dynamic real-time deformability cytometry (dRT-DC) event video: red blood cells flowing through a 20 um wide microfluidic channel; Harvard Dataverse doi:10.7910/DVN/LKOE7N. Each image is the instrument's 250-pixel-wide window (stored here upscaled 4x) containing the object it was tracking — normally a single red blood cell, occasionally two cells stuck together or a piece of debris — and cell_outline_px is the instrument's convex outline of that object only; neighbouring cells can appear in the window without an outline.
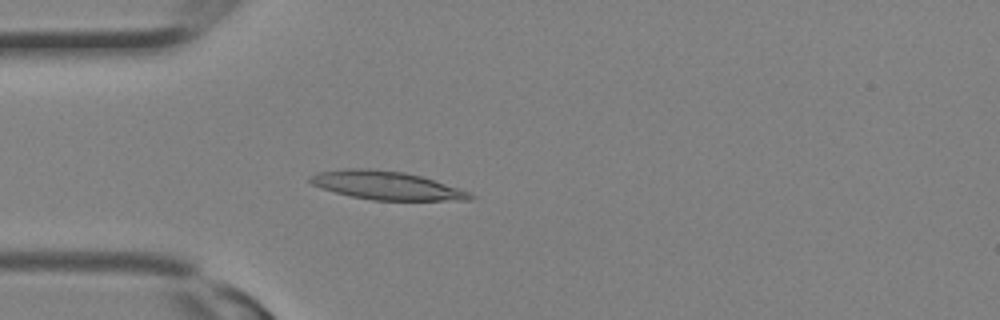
{"species": "Egyptian fruit bat (a non-hibernating species)", "species_latin": "Rousettus aegyptiacus", "temperature_condition": "room temperature", "stored_images_in_passage": 14, "camera_frame_rate_fps": 3000, "um_per_image_px": 0.085, "animal": {"sex": "female"}, "frame": {"image": 1, "passage_image": 8, "time_ms": 2.333, "image_size_px": [1000, 320], "cell_outline_px": [[476, 196], [472, 200], [372, 200], [352, 196], [336, 192], [312, 184], [308, 180], [308, 176], [320, 172], [344, 168], [368, 168], [404, 172], [420, 176], [468, 192]], "centroid_in_image_um": [32.81, 15.76], "position_along_channel_um": 52.2, "area_um2": 26.07}}
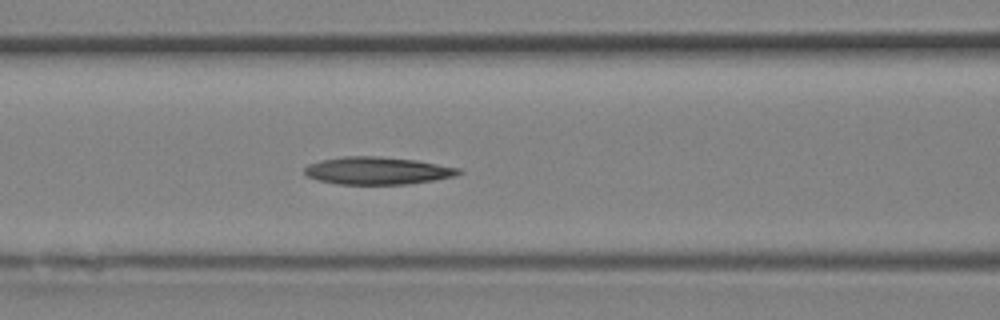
{"frame": {"image": 2, "passage_image": 12, "time_ms": 3.667, "image_size_px": [1000, 320], "cell_outline_px": [[464, 172], [456, 176], [436, 180], [408, 184], [340, 184], [320, 180], [308, 176], [304, 172], [304, 168], [308, 164], [320, 160], [344, 156], [380, 156], [416, 160], [460, 168]], "centroid_in_image_um": [32.13, 14.5], "position_along_channel_um": 134.5, "area_um2": 24.8}}
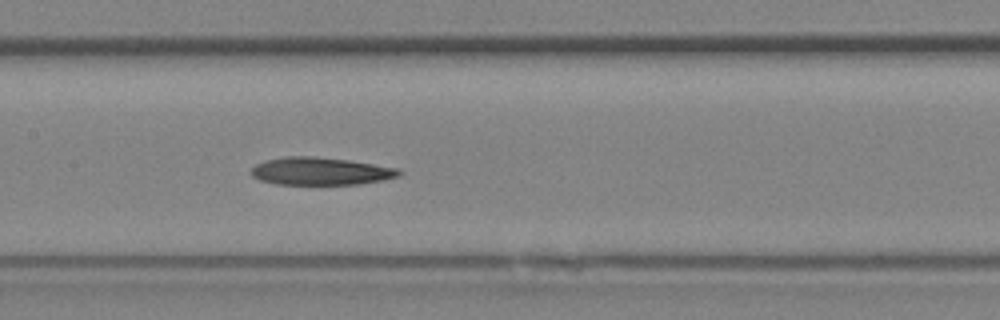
{"frame": {"image": 3, "passage_image": 14, "time_ms": 4.333, "image_size_px": [1000, 320], "cell_outline_px": [[404, 172], [400, 176], [384, 180], [360, 184], [276, 184], [260, 180], [252, 176], [252, 168], [256, 164], [264, 160], [288, 156], [312, 156], [348, 160], [400, 168]], "centroid_in_image_um": [27.3, 14.55], "position_along_channel_um": 180.1, "area_um2": 23.93}}